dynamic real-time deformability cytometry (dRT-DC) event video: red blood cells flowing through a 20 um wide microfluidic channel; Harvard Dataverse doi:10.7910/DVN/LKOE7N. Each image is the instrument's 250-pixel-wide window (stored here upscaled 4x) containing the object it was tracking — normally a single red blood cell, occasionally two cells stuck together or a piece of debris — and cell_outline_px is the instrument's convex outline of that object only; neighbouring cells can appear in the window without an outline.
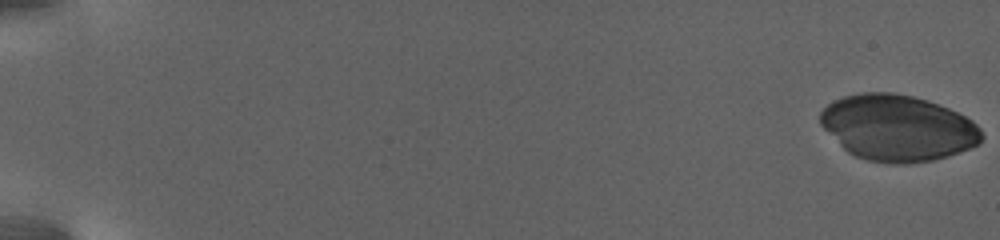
{"species": "human", "species_latin": "Homo sapiens", "temperature_condition": "warm", "stored_images_in_passage": 26, "camera_frame_rate_fps": 3000, "um_per_image_px": 0.085, "donor": {"sex": "female"}, "frame": {"image": 1, "passage_image": 1, "time_ms": 0.0, "image_size_px": [1000, 240], "cell_outline_px": [[984, 136], [976, 144], [968, 148], [932, 160], [904, 164], [896, 164], [868, 160], [856, 156], [848, 152], [820, 124], [820, 112], [832, 100], [844, 96], [860, 92], [892, 92], [912, 96], [928, 100], [948, 108], [972, 120], [980, 128]], "centroid_in_image_um": [76.27, 10.85], "position_along_channel_um": 8.7, "area_um2": 61.61}}